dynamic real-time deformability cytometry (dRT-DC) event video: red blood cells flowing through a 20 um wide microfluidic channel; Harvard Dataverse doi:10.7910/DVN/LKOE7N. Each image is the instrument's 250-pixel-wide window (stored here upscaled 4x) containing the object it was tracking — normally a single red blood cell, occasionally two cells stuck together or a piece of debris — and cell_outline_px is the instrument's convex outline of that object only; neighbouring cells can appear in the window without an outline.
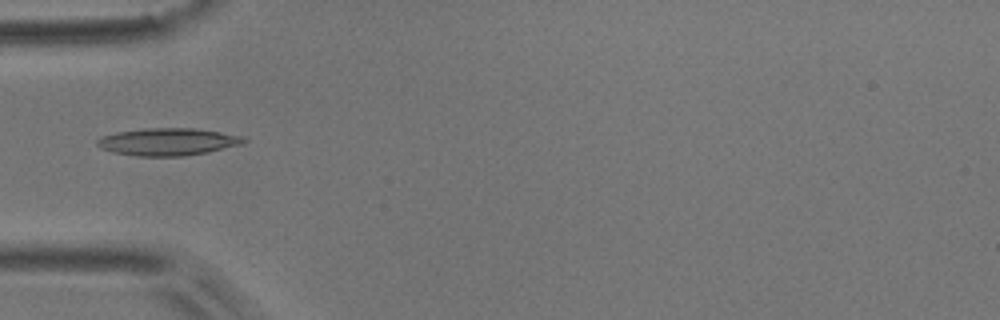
{"species": "common noctule bat (a hibernating species)", "species_latin": "Nyctalus noctula", "temperature_condition": "room temperature", "stored_images_in_passage": 8, "camera_frame_rate_fps": 3000, "um_per_image_px": 0.085, "animal": {"sex": "male", "body_mass_g": 17.9}, "frame": {"image": 1, "passage_image": 4, "time_ms": 1.0, "image_size_px": [1000, 320], "cell_outline_px": [[248, 140], [244, 144], [208, 152], [184, 156], [136, 156], [112, 152], [100, 148], [96, 144], [96, 140], [100, 136], [116, 132], [144, 128], [192, 128], [220, 132], [244, 136]], "centroid_in_image_um": [14.26, 12.05], "position_along_channel_um": 70.7, "area_um2": 23.64}}
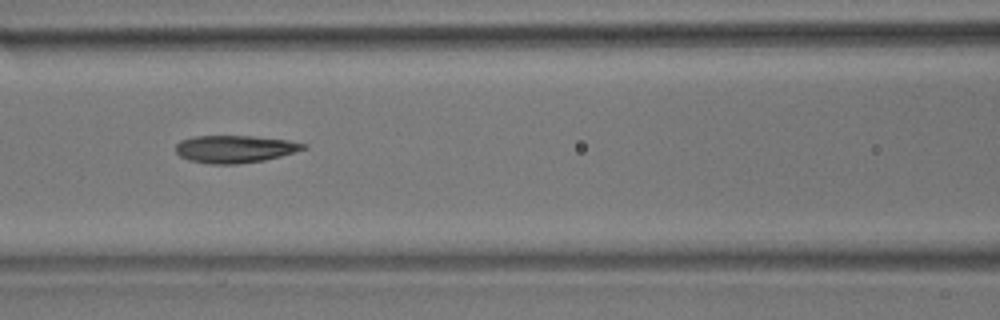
{"frame": {"image": 2, "passage_image": 6, "time_ms": 1.667, "image_size_px": [1000, 320], "cell_outline_px": [[308, 148], [280, 156], [264, 160], [236, 164], [208, 164], [188, 160], [180, 156], [176, 152], [176, 144], [180, 140], [192, 136], [252, 136], [288, 140], [308, 144]], "centroid_in_image_um": [19.95, 12.66], "position_along_channel_um": 146.7, "area_um2": 20.52}}
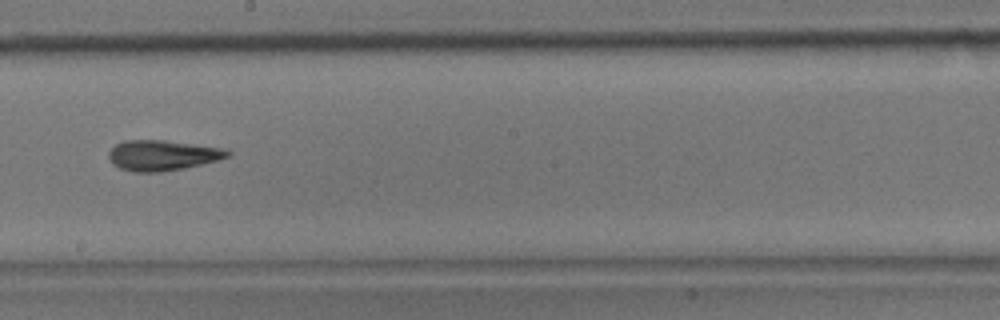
{"frame": {"image": 3, "passage_image": 8, "time_ms": 2.333, "image_size_px": [1000, 320], "cell_outline_px": [[232, 152], [228, 156], [216, 160], [184, 168], [160, 172], [132, 172], [120, 168], [112, 164], [108, 156], [108, 152], [116, 144], [124, 140], [164, 140], [220, 148]], "centroid_in_image_um": [13.73, 13.21], "position_along_channel_um": 234.5, "area_um2": 20.81}}